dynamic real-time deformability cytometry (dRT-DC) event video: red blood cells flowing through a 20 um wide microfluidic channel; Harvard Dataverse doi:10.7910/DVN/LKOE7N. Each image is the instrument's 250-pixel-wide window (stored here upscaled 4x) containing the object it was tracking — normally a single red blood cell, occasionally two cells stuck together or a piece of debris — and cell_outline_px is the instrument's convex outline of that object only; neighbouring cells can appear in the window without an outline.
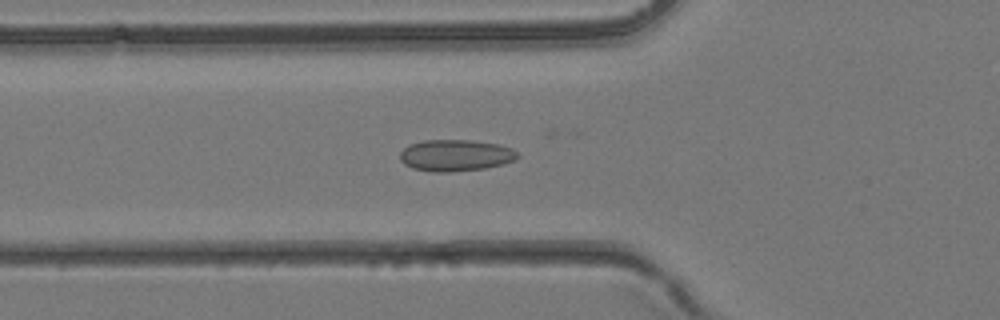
{"species": "common noctule bat (a hibernating species)", "species_latin": "Nyctalus noctula", "temperature_condition": "room temperature", "stored_images_in_passage": 39, "camera_frame_rate_fps": 3000, "um_per_image_px": 0.085, "animal": {"sex": "female", "body_mass_g": 24.6, "forearm_length_mm": 56.2}, "frame": {"image": 1, "passage_image": 13, "time_ms": 4.0, "image_size_px": [1000, 320], "cell_outline_px": [[520, 156], [516, 160], [504, 164], [484, 168], [448, 172], [432, 172], [412, 168], [404, 164], [400, 160], [400, 152], [408, 144], [424, 140], [472, 140], [496, 144], [512, 148]], "centroid_in_image_um": [38.71, 13.2], "position_along_channel_um": 87.1, "area_um2": 21.73}}
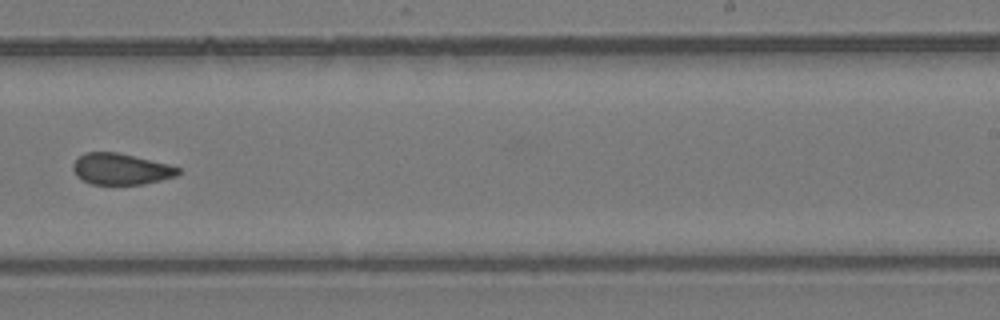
{"frame": {"image": 2, "passage_image": 24, "time_ms": 7.667, "image_size_px": [1000, 320], "cell_outline_px": [[180, 172], [176, 176], [144, 184], [92, 184], [76, 176], [72, 168], [72, 164], [84, 152], [116, 152], [168, 164], [180, 168]], "centroid_in_image_um": [10.26, 14.37], "position_along_channel_um": 278.7, "area_um2": 18.96}}
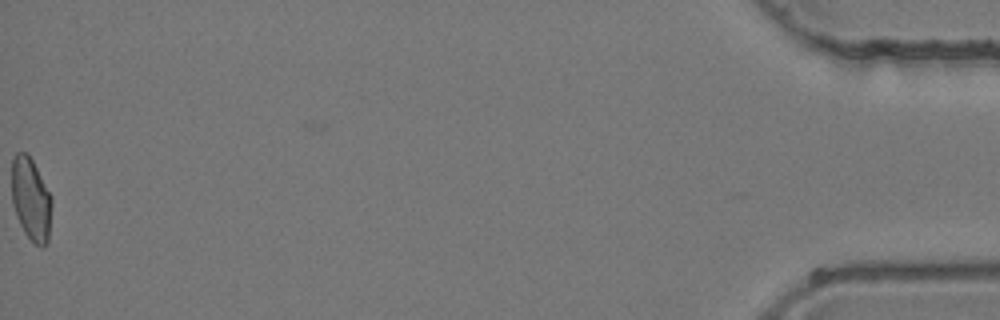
{"frame": {"image": 3, "passage_image": 39, "time_ms": 12.667, "image_size_px": [1000, 320], "cell_outline_px": [[52, 204], [48, 244], [36, 244], [24, 232], [16, 216], [12, 204], [12, 156], [16, 152], [24, 152], [32, 160], [52, 196]], "centroid_in_image_um": [2.63, 16.91], "position_along_channel_um": 432.6, "area_um2": 19.31}}